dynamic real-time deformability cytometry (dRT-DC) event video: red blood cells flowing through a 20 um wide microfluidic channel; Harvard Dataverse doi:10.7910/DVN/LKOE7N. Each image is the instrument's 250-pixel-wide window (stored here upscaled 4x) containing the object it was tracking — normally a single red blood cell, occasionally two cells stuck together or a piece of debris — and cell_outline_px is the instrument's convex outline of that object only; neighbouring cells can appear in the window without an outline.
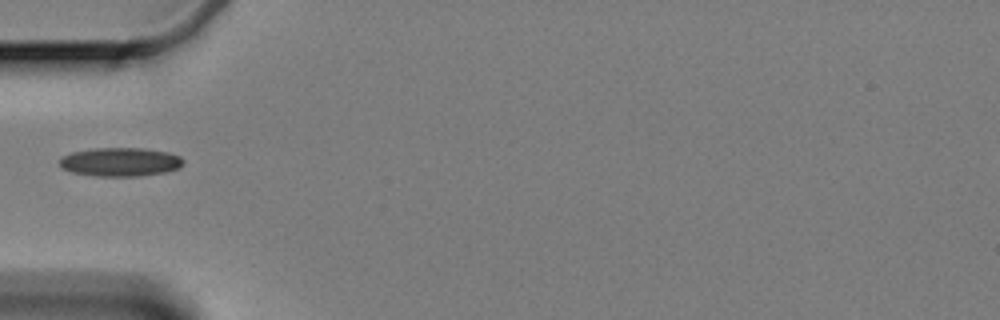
{"species": "Egyptian fruit bat (a non-hibernating species)", "species_latin": "Rousettus aegyptiacus", "temperature_condition": "cold", "stored_images_in_passage": 41, "camera_frame_rate_fps": 3000, "um_per_image_px": 0.085, "animal": {"sex": "female"}, "frame": {"image": 1, "passage_image": 1, "time_ms": 0.0, "image_size_px": [1000, 320], "cell_outline_px": [[184, 164], [180, 168], [164, 172], [140, 176], [96, 176], [72, 172], [60, 168], [60, 156], [72, 152], [92, 148], [144, 148], [168, 152], [180, 156], [184, 160]], "centroid_in_image_um": [10.22, 13.76], "position_along_channel_um": 74.8, "area_um2": 20.92}}
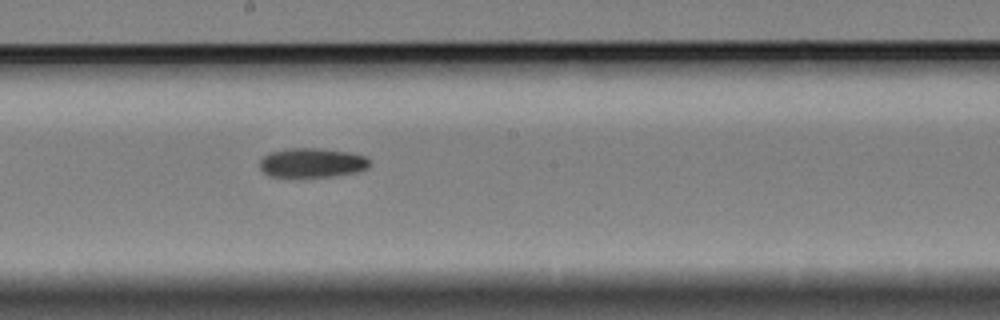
{"frame": {"image": 2, "passage_image": 14, "time_ms": 4.333, "image_size_px": [1000, 320], "cell_outline_px": [[372, 164], [368, 168], [356, 172], [332, 176], [268, 176], [260, 168], [260, 160], [268, 152], [284, 148], [320, 148], [348, 152], [368, 156]], "centroid_in_image_um": [26.55, 13.81], "position_along_channel_um": 221.7, "area_um2": 18.96}}
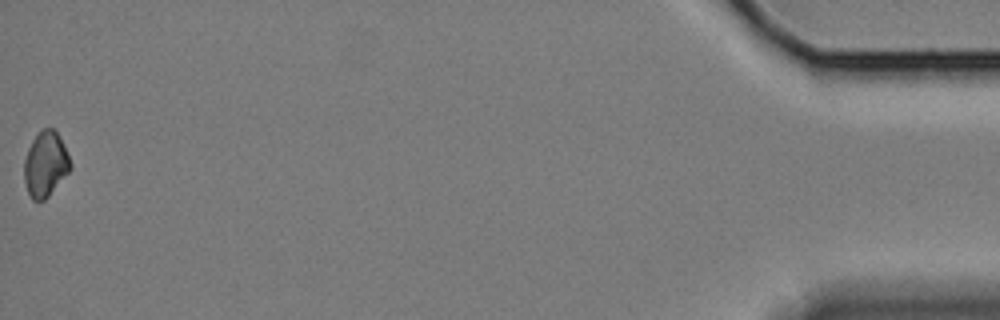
{"frame": {"image": 3, "passage_image": 41, "time_ms": 13.333, "image_size_px": [1000, 320], "cell_outline_px": [[72, 168], [48, 196], [44, 200], [32, 200], [28, 192], [24, 180], [24, 160], [28, 148], [32, 140], [44, 128], [52, 128], [56, 132], [64, 144], [72, 164]], "centroid_in_image_um": [3.87, 13.96], "position_along_channel_um": 431.3, "area_um2": 17.4}}